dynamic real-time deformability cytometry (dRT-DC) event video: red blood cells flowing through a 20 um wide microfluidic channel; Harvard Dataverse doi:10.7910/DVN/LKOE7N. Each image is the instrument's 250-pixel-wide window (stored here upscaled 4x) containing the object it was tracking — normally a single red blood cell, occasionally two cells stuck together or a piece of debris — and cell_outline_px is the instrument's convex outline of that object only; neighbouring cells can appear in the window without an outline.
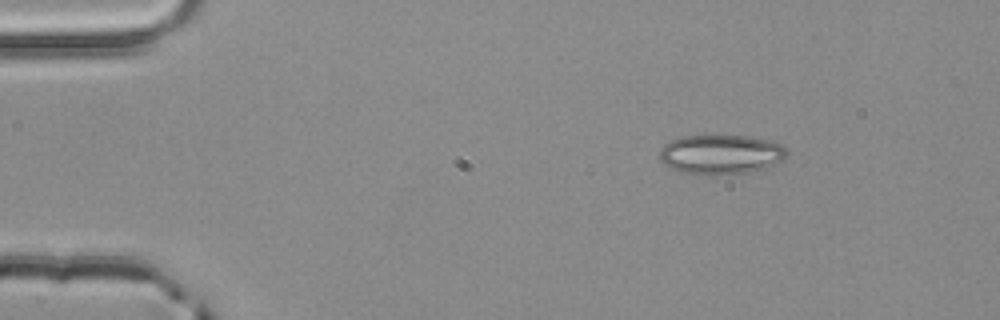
{"species": "common noctule bat (a hibernating species)", "species_latin": "Nyctalus noctula", "temperature_condition": "room temperature", "stored_images_in_passage": 4, "camera_frame_rate_fps": 3000, "um_per_image_px": 0.085, "animal": {"sex": "male", "body_mass_g": 20.4}, "frame": {"image": 1, "passage_image": 1, "time_ms": 0.0, "image_size_px": [1000, 320], "cell_outline_px": [[788, 156], [764, 168], [748, 172], [708, 176], [704, 176], [680, 172], [664, 164], [660, 160], [660, 148], [664, 144], [672, 140], [684, 136], [748, 136], [768, 140], [780, 144], [788, 148]], "centroid_in_image_um": [61.26, 13.14], "position_along_channel_um": 23.7, "area_um2": 29.42}}
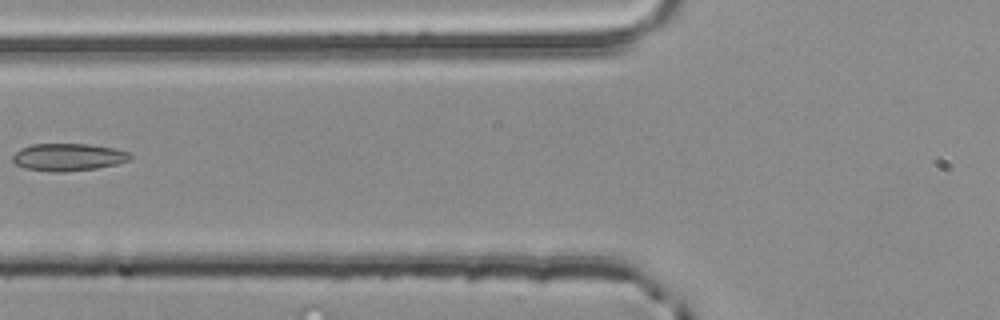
{"frame": {"image": 2, "passage_image": 4, "time_ms": 1.0, "image_size_px": [1000, 320], "cell_outline_px": [[132, 156], [128, 160], [116, 164], [96, 168], [64, 172], [52, 172], [24, 168], [16, 164], [12, 160], [12, 156], [20, 148], [32, 144], [88, 144], [112, 148], [128, 152]], "centroid_in_image_um": [5.75, 13.36], "position_along_channel_um": 120.0, "area_um2": 18.67}}